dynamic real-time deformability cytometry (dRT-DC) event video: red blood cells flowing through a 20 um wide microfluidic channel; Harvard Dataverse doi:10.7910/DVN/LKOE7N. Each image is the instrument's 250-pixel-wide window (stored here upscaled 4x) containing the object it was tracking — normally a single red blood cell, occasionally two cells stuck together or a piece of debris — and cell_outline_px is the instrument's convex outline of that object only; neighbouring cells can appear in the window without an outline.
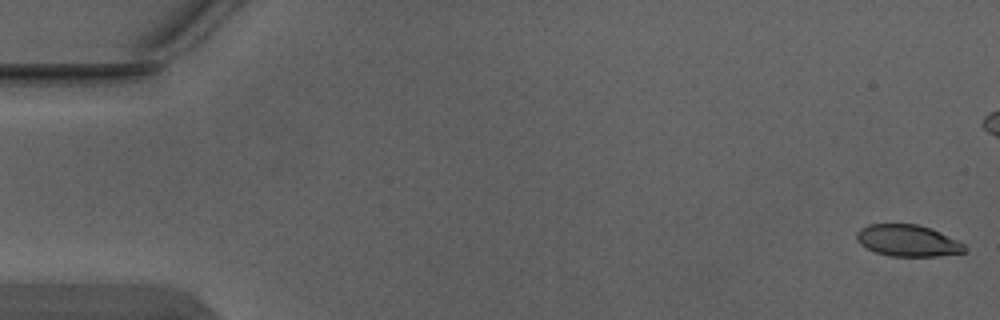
{"species": "Egyptian fruit bat (a non-hibernating species)", "species_latin": "Rousettus aegyptiacus", "temperature_condition": "warm", "stored_images_in_passage": 5, "camera_frame_rate_fps": 3000, "um_per_image_px": 0.085, "animal": {"sex": "male"}, "frame": {"image": 1, "passage_image": 1, "time_ms": 0.0, "image_size_px": [1000, 320], "cell_outline_px": [[964, 252], [936, 256], [892, 256], [876, 252], [860, 244], [856, 240], [856, 232], [860, 228], [868, 224], [916, 224], [940, 232], [960, 240], [964, 244]], "centroid_in_image_um": [77.14, 20.44], "position_along_channel_um": 7.9, "area_um2": 19.77}}